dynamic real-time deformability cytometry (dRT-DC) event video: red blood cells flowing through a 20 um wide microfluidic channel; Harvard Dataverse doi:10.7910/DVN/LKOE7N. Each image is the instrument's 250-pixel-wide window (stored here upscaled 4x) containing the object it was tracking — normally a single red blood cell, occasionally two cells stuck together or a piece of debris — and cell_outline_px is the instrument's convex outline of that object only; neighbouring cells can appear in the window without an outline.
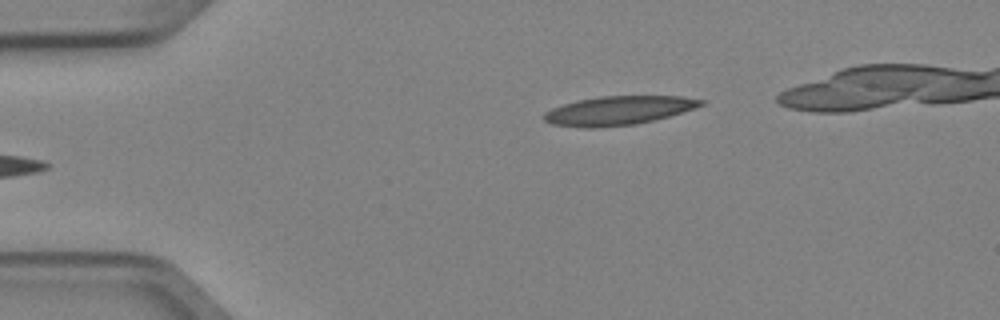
{"species": "Egyptian fruit bat (a non-hibernating species)", "species_latin": "Rousettus aegyptiacus", "temperature_condition": "cold", "stored_images_in_passage": 4, "camera_frame_rate_fps": 3000, "um_per_image_px": 0.085, "animal": {"sex": "female"}, "frame": {"image": 1, "passage_image": 4, "time_ms": 1.0, "image_size_px": [1000, 320], "cell_outline_px": [[704, 104], [668, 116], [636, 124], [596, 128], [584, 128], [552, 124], [544, 120], [544, 112], [552, 108], [576, 100], [600, 96], [680, 96], [704, 100]], "centroid_in_image_um": [52.51, 9.39], "position_along_channel_um": 32.5, "area_um2": 26.18}}